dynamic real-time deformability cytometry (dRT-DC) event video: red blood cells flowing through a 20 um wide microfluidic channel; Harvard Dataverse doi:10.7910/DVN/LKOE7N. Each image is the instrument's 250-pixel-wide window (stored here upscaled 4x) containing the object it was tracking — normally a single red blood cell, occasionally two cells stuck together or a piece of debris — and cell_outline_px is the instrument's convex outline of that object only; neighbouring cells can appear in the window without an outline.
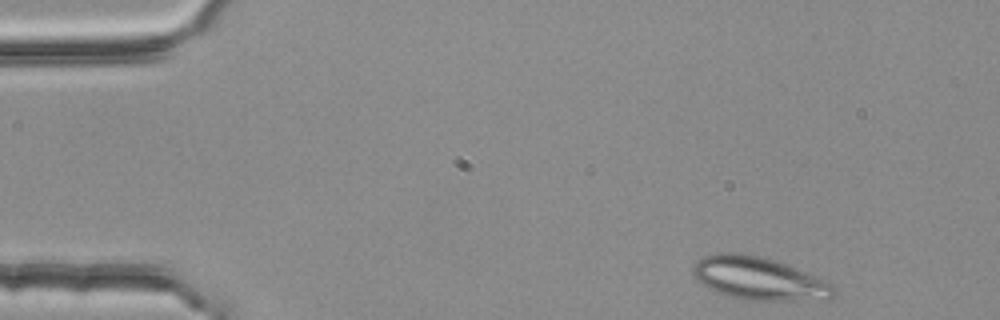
{"species": "common noctule bat (a hibernating species)", "species_latin": "Nyctalus noctula", "temperature_condition": "room temperature", "stored_images_in_passage": 4, "camera_frame_rate_fps": 3000, "um_per_image_px": 0.085, "animal": {"sex": "female", "body_mass_g": 25.1}, "frame": {"image": 1, "passage_image": 1, "time_ms": 0.0, "image_size_px": [1000, 320], "cell_outline_px": [[836, 292], [832, 300], [744, 300], [716, 292], [708, 288], [696, 280], [692, 276], [692, 268], [704, 256], [720, 252], [744, 252], [764, 256], [776, 260], [832, 284], [836, 288]], "centroid_in_image_um": [64.5, 23.67], "position_along_channel_um": 20.5, "area_um2": 35.43}}